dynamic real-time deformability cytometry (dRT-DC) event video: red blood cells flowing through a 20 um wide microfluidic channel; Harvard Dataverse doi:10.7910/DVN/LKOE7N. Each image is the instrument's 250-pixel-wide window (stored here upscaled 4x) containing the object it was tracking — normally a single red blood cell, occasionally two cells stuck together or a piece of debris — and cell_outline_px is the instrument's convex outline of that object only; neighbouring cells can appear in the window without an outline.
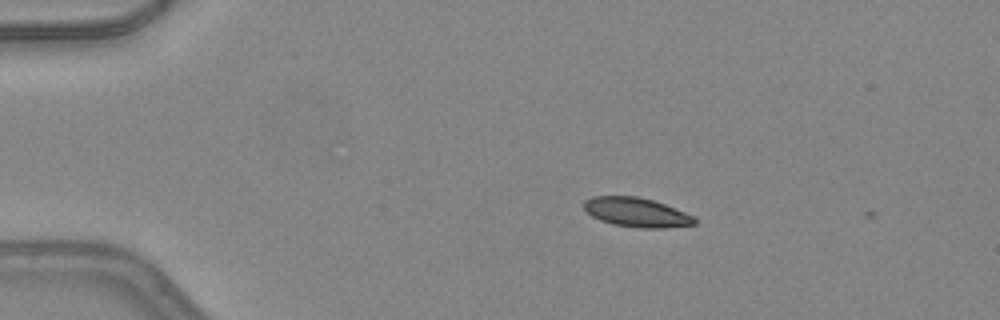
{"species": "common noctule bat (a hibernating species)", "species_latin": "Nyctalus noctula", "temperature_condition": "warm", "stored_images_in_passage": 3, "camera_frame_rate_fps": 3000, "um_per_image_px": 0.085, "animal": {"sex": "female", "body_mass_g": 24.6, "forearm_length_mm": 56.2}, "frame": {"image": 1, "passage_image": 1, "time_ms": 0.0, "image_size_px": [1000, 320], "cell_outline_px": [[696, 224], [664, 228], [636, 228], [612, 224], [600, 220], [592, 216], [584, 208], [584, 200], [592, 196], [636, 196], [652, 200], [664, 204], [684, 212], [692, 216], [696, 220]], "centroid_in_image_um": [54.07, 18.05], "position_along_channel_um": 30.9, "area_um2": 18.79}}